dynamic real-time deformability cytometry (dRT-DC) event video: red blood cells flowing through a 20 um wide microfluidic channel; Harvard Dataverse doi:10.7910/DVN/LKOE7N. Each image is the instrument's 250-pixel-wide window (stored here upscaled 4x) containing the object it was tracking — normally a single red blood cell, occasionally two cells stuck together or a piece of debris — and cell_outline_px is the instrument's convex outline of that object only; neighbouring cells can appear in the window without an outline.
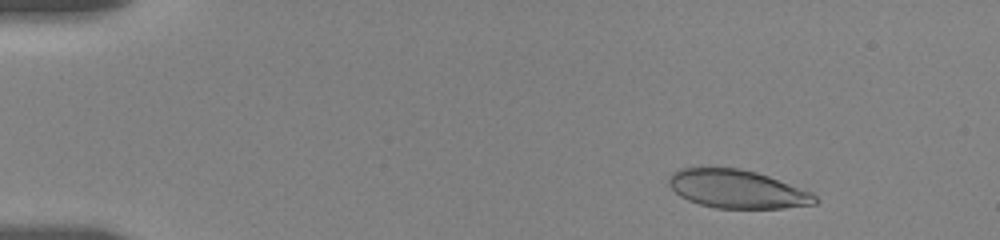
{"species": "human", "species_latin": "Homo sapiens", "temperature_condition": "room temperature", "stored_images_in_passage": 20, "camera_frame_rate_fps": 3000, "um_per_image_px": 0.085, "donor": {"sex": "female"}, "frame": {"image": 1, "passage_image": 4, "time_ms": 1.333, "image_size_px": [1000, 240], "cell_outline_px": [[820, 200], [816, 204], [784, 208], [716, 208], [700, 204], [688, 200], [680, 196], [668, 184], [668, 176], [672, 172], [680, 168], [740, 168], [756, 172], [768, 176], [812, 192]], "centroid_in_image_um": [62.67, 16.07], "position_along_channel_um": 22.3, "area_um2": 32.66}}
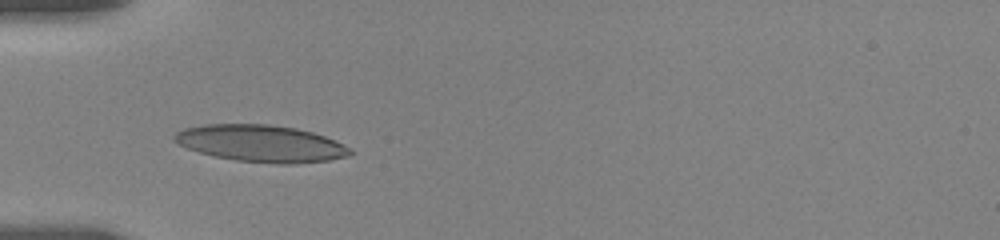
{"frame": {"image": 2, "passage_image": 14, "time_ms": 5.0, "image_size_px": [1000, 240], "cell_outline_px": [[352, 152], [344, 156], [328, 160], [296, 164], [280, 164], [236, 160], [212, 156], [188, 148], [172, 140], [172, 136], [176, 132], [184, 128], [204, 124], [268, 124], [296, 128], [312, 132], [324, 136], [352, 148]], "centroid_in_image_um": [22.15, 12.19], "position_along_channel_um": 62.8, "area_um2": 37.69}}
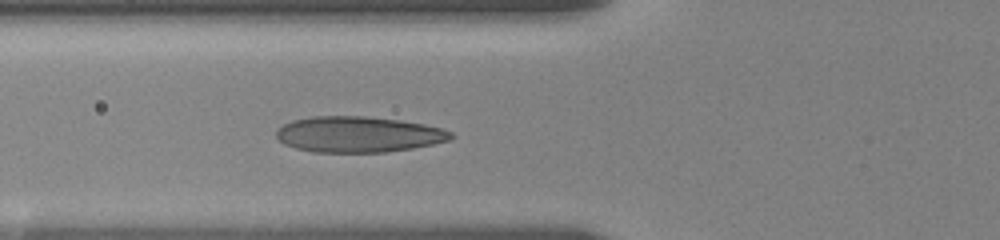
{"frame": {"image": 3, "passage_image": 19, "time_ms": 6.0, "image_size_px": [1000, 240], "cell_outline_px": [[456, 136], [452, 140], [412, 148], [384, 152], [312, 152], [296, 148], [284, 144], [276, 136], [276, 132], [284, 124], [292, 120], [312, 116], [364, 116], [400, 120], [424, 124], [440, 128], [452, 132]], "centroid_in_image_um": [30.48, 11.42], "position_along_channel_um": 95.3, "area_um2": 36.47}}